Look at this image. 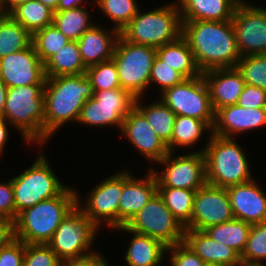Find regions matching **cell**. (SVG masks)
<instances>
[{"label":"cell","instance_id":"1","mask_svg":"<svg viewBox=\"0 0 266 266\" xmlns=\"http://www.w3.org/2000/svg\"><path fill=\"white\" fill-rule=\"evenodd\" d=\"M182 22V37L192 50L201 72L236 67L241 54L232 20Z\"/></svg>","mask_w":266,"mask_h":266},{"label":"cell","instance_id":"2","mask_svg":"<svg viewBox=\"0 0 266 266\" xmlns=\"http://www.w3.org/2000/svg\"><path fill=\"white\" fill-rule=\"evenodd\" d=\"M86 74L46 77L44 86V143L65 122L77 121L85 102L93 97Z\"/></svg>","mask_w":266,"mask_h":266},{"label":"cell","instance_id":"3","mask_svg":"<svg viewBox=\"0 0 266 266\" xmlns=\"http://www.w3.org/2000/svg\"><path fill=\"white\" fill-rule=\"evenodd\" d=\"M77 204V192L67 187L60 195L20 212L13 221L14 237L25 244H47L62 219Z\"/></svg>","mask_w":266,"mask_h":266},{"label":"cell","instance_id":"4","mask_svg":"<svg viewBox=\"0 0 266 266\" xmlns=\"http://www.w3.org/2000/svg\"><path fill=\"white\" fill-rule=\"evenodd\" d=\"M202 150L208 184L228 188L252 180L250 164L234 138L209 135Z\"/></svg>","mask_w":266,"mask_h":266},{"label":"cell","instance_id":"5","mask_svg":"<svg viewBox=\"0 0 266 266\" xmlns=\"http://www.w3.org/2000/svg\"><path fill=\"white\" fill-rule=\"evenodd\" d=\"M44 86L8 87L3 118L21 132L27 142L44 144Z\"/></svg>","mask_w":266,"mask_h":266},{"label":"cell","instance_id":"6","mask_svg":"<svg viewBox=\"0 0 266 266\" xmlns=\"http://www.w3.org/2000/svg\"><path fill=\"white\" fill-rule=\"evenodd\" d=\"M182 24L178 3H172L146 13L139 10L121 30L120 36L126 41L157 49L179 39Z\"/></svg>","mask_w":266,"mask_h":266},{"label":"cell","instance_id":"7","mask_svg":"<svg viewBox=\"0 0 266 266\" xmlns=\"http://www.w3.org/2000/svg\"><path fill=\"white\" fill-rule=\"evenodd\" d=\"M11 182L15 201V219L23 210L42 200L58 196L67 188L52 171L43 154H39L32 166L12 178Z\"/></svg>","mask_w":266,"mask_h":266},{"label":"cell","instance_id":"8","mask_svg":"<svg viewBox=\"0 0 266 266\" xmlns=\"http://www.w3.org/2000/svg\"><path fill=\"white\" fill-rule=\"evenodd\" d=\"M155 57L156 48L132 43L119 36L112 60L117 67L121 88L129 91L135 98H141L150 85Z\"/></svg>","mask_w":266,"mask_h":266},{"label":"cell","instance_id":"9","mask_svg":"<svg viewBox=\"0 0 266 266\" xmlns=\"http://www.w3.org/2000/svg\"><path fill=\"white\" fill-rule=\"evenodd\" d=\"M98 226L76 204L62 219L47 245L63 261L94 253L91 248ZM90 250V251H89Z\"/></svg>","mask_w":266,"mask_h":266},{"label":"cell","instance_id":"10","mask_svg":"<svg viewBox=\"0 0 266 266\" xmlns=\"http://www.w3.org/2000/svg\"><path fill=\"white\" fill-rule=\"evenodd\" d=\"M125 227L131 232L158 239L168 247L184 241L185 227L166 207L158 192Z\"/></svg>","mask_w":266,"mask_h":266},{"label":"cell","instance_id":"11","mask_svg":"<svg viewBox=\"0 0 266 266\" xmlns=\"http://www.w3.org/2000/svg\"><path fill=\"white\" fill-rule=\"evenodd\" d=\"M161 100L176 115L197 118L212 128L215 111L202 75L184 79L181 83L166 89L161 94Z\"/></svg>","mask_w":266,"mask_h":266},{"label":"cell","instance_id":"12","mask_svg":"<svg viewBox=\"0 0 266 266\" xmlns=\"http://www.w3.org/2000/svg\"><path fill=\"white\" fill-rule=\"evenodd\" d=\"M135 100L122 88L94 92L81 108L77 122L93 127L116 125L121 129L126 115L135 107Z\"/></svg>","mask_w":266,"mask_h":266},{"label":"cell","instance_id":"13","mask_svg":"<svg viewBox=\"0 0 266 266\" xmlns=\"http://www.w3.org/2000/svg\"><path fill=\"white\" fill-rule=\"evenodd\" d=\"M158 164L165 165L160 174L152 169L157 179V187H172L198 190L207 183L205 158L202 150L173 158V152L163 157Z\"/></svg>","mask_w":266,"mask_h":266},{"label":"cell","instance_id":"14","mask_svg":"<svg viewBox=\"0 0 266 266\" xmlns=\"http://www.w3.org/2000/svg\"><path fill=\"white\" fill-rule=\"evenodd\" d=\"M245 3L241 0L232 18L241 57L266 54V8Z\"/></svg>","mask_w":266,"mask_h":266},{"label":"cell","instance_id":"15","mask_svg":"<svg viewBox=\"0 0 266 266\" xmlns=\"http://www.w3.org/2000/svg\"><path fill=\"white\" fill-rule=\"evenodd\" d=\"M233 219L226 188L206 183L195 193L191 221L185 229L204 231Z\"/></svg>","mask_w":266,"mask_h":266},{"label":"cell","instance_id":"16","mask_svg":"<svg viewBox=\"0 0 266 266\" xmlns=\"http://www.w3.org/2000/svg\"><path fill=\"white\" fill-rule=\"evenodd\" d=\"M123 187V172L102 180L87 197L86 207H81L77 194V205L98 227L104 220L108 227L118 228V205Z\"/></svg>","mask_w":266,"mask_h":266},{"label":"cell","instance_id":"17","mask_svg":"<svg viewBox=\"0 0 266 266\" xmlns=\"http://www.w3.org/2000/svg\"><path fill=\"white\" fill-rule=\"evenodd\" d=\"M0 78L7 87L45 84L44 63L32 43L23 50L0 58Z\"/></svg>","mask_w":266,"mask_h":266},{"label":"cell","instance_id":"18","mask_svg":"<svg viewBox=\"0 0 266 266\" xmlns=\"http://www.w3.org/2000/svg\"><path fill=\"white\" fill-rule=\"evenodd\" d=\"M142 156L158 162L168 154L166 144L152 130L146 117L134 107L125 117L120 129Z\"/></svg>","mask_w":266,"mask_h":266},{"label":"cell","instance_id":"19","mask_svg":"<svg viewBox=\"0 0 266 266\" xmlns=\"http://www.w3.org/2000/svg\"><path fill=\"white\" fill-rule=\"evenodd\" d=\"M145 179L123 172L122 194L118 205V227L125 226L157 193V179L151 169Z\"/></svg>","mask_w":266,"mask_h":266},{"label":"cell","instance_id":"20","mask_svg":"<svg viewBox=\"0 0 266 266\" xmlns=\"http://www.w3.org/2000/svg\"><path fill=\"white\" fill-rule=\"evenodd\" d=\"M266 125V108H243L238 104L215 111L211 134L232 138L242 133Z\"/></svg>","mask_w":266,"mask_h":266},{"label":"cell","instance_id":"21","mask_svg":"<svg viewBox=\"0 0 266 266\" xmlns=\"http://www.w3.org/2000/svg\"><path fill=\"white\" fill-rule=\"evenodd\" d=\"M254 179L226 188L235 219L249 224L266 222V195Z\"/></svg>","mask_w":266,"mask_h":266},{"label":"cell","instance_id":"22","mask_svg":"<svg viewBox=\"0 0 266 266\" xmlns=\"http://www.w3.org/2000/svg\"><path fill=\"white\" fill-rule=\"evenodd\" d=\"M208 86L214 111L235 105L246 85L241 73L234 68H216L202 72Z\"/></svg>","mask_w":266,"mask_h":266},{"label":"cell","instance_id":"23","mask_svg":"<svg viewBox=\"0 0 266 266\" xmlns=\"http://www.w3.org/2000/svg\"><path fill=\"white\" fill-rule=\"evenodd\" d=\"M112 29L111 32H106L104 28L94 24L78 39L80 54L86 68L112 59L120 36L119 31Z\"/></svg>","mask_w":266,"mask_h":266},{"label":"cell","instance_id":"24","mask_svg":"<svg viewBox=\"0 0 266 266\" xmlns=\"http://www.w3.org/2000/svg\"><path fill=\"white\" fill-rule=\"evenodd\" d=\"M184 242L205 262L238 266L241 255L233 248L214 241L205 231L185 229Z\"/></svg>","mask_w":266,"mask_h":266},{"label":"cell","instance_id":"25","mask_svg":"<svg viewBox=\"0 0 266 266\" xmlns=\"http://www.w3.org/2000/svg\"><path fill=\"white\" fill-rule=\"evenodd\" d=\"M182 21L232 20L241 0H178Z\"/></svg>","mask_w":266,"mask_h":266},{"label":"cell","instance_id":"26","mask_svg":"<svg viewBox=\"0 0 266 266\" xmlns=\"http://www.w3.org/2000/svg\"><path fill=\"white\" fill-rule=\"evenodd\" d=\"M117 229L127 231L130 234L133 233L125 256V260L129 266L160 265L168 246L158 239L131 232L125 226L118 227Z\"/></svg>","mask_w":266,"mask_h":266},{"label":"cell","instance_id":"27","mask_svg":"<svg viewBox=\"0 0 266 266\" xmlns=\"http://www.w3.org/2000/svg\"><path fill=\"white\" fill-rule=\"evenodd\" d=\"M156 56L178 71L185 79L202 75L192 50L182 36L174 42L158 47Z\"/></svg>","mask_w":266,"mask_h":266},{"label":"cell","instance_id":"28","mask_svg":"<svg viewBox=\"0 0 266 266\" xmlns=\"http://www.w3.org/2000/svg\"><path fill=\"white\" fill-rule=\"evenodd\" d=\"M86 70L77 41H69L44 63L46 77L85 74Z\"/></svg>","mask_w":266,"mask_h":266},{"label":"cell","instance_id":"29","mask_svg":"<svg viewBox=\"0 0 266 266\" xmlns=\"http://www.w3.org/2000/svg\"><path fill=\"white\" fill-rule=\"evenodd\" d=\"M31 35L52 24L54 11L39 0H28L9 13Z\"/></svg>","mask_w":266,"mask_h":266},{"label":"cell","instance_id":"30","mask_svg":"<svg viewBox=\"0 0 266 266\" xmlns=\"http://www.w3.org/2000/svg\"><path fill=\"white\" fill-rule=\"evenodd\" d=\"M252 224L239 219L211 226L204 230L217 243L225 244L242 255Z\"/></svg>","mask_w":266,"mask_h":266},{"label":"cell","instance_id":"31","mask_svg":"<svg viewBox=\"0 0 266 266\" xmlns=\"http://www.w3.org/2000/svg\"><path fill=\"white\" fill-rule=\"evenodd\" d=\"M32 35L10 14H0V58L27 48Z\"/></svg>","mask_w":266,"mask_h":266},{"label":"cell","instance_id":"32","mask_svg":"<svg viewBox=\"0 0 266 266\" xmlns=\"http://www.w3.org/2000/svg\"><path fill=\"white\" fill-rule=\"evenodd\" d=\"M139 99L136 98L135 107L146 117L152 130L167 145L171 140L176 114L162 100L143 107Z\"/></svg>","mask_w":266,"mask_h":266},{"label":"cell","instance_id":"33","mask_svg":"<svg viewBox=\"0 0 266 266\" xmlns=\"http://www.w3.org/2000/svg\"><path fill=\"white\" fill-rule=\"evenodd\" d=\"M212 128L202 120L194 117L176 115L170 142L166 145L168 151L173 152L174 147H188L196 144L203 132Z\"/></svg>","mask_w":266,"mask_h":266},{"label":"cell","instance_id":"34","mask_svg":"<svg viewBox=\"0 0 266 266\" xmlns=\"http://www.w3.org/2000/svg\"><path fill=\"white\" fill-rule=\"evenodd\" d=\"M157 192L173 216L186 227L191 221L196 190L157 187Z\"/></svg>","mask_w":266,"mask_h":266},{"label":"cell","instance_id":"35","mask_svg":"<svg viewBox=\"0 0 266 266\" xmlns=\"http://www.w3.org/2000/svg\"><path fill=\"white\" fill-rule=\"evenodd\" d=\"M85 5L61 12H54L53 24L69 40L78 41V39L94 24L90 22L89 14Z\"/></svg>","mask_w":266,"mask_h":266},{"label":"cell","instance_id":"36","mask_svg":"<svg viewBox=\"0 0 266 266\" xmlns=\"http://www.w3.org/2000/svg\"><path fill=\"white\" fill-rule=\"evenodd\" d=\"M69 41L71 40L52 23L34 32L31 43L40 60L45 63Z\"/></svg>","mask_w":266,"mask_h":266},{"label":"cell","instance_id":"37","mask_svg":"<svg viewBox=\"0 0 266 266\" xmlns=\"http://www.w3.org/2000/svg\"><path fill=\"white\" fill-rule=\"evenodd\" d=\"M98 7L106 17L110 18L116 26L117 31L121 30L138 13L139 9L136 0H95Z\"/></svg>","mask_w":266,"mask_h":266},{"label":"cell","instance_id":"38","mask_svg":"<svg viewBox=\"0 0 266 266\" xmlns=\"http://www.w3.org/2000/svg\"><path fill=\"white\" fill-rule=\"evenodd\" d=\"M236 68L241 73L246 85L266 90V54L242 56Z\"/></svg>","mask_w":266,"mask_h":266},{"label":"cell","instance_id":"39","mask_svg":"<svg viewBox=\"0 0 266 266\" xmlns=\"http://www.w3.org/2000/svg\"><path fill=\"white\" fill-rule=\"evenodd\" d=\"M85 74L93 92L121 88L117 67L112 59L88 67Z\"/></svg>","mask_w":266,"mask_h":266},{"label":"cell","instance_id":"40","mask_svg":"<svg viewBox=\"0 0 266 266\" xmlns=\"http://www.w3.org/2000/svg\"><path fill=\"white\" fill-rule=\"evenodd\" d=\"M266 259V222L252 224L245 250L241 255L244 264L264 265Z\"/></svg>","mask_w":266,"mask_h":266},{"label":"cell","instance_id":"41","mask_svg":"<svg viewBox=\"0 0 266 266\" xmlns=\"http://www.w3.org/2000/svg\"><path fill=\"white\" fill-rule=\"evenodd\" d=\"M61 260L47 244H25L23 266H60Z\"/></svg>","mask_w":266,"mask_h":266},{"label":"cell","instance_id":"42","mask_svg":"<svg viewBox=\"0 0 266 266\" xmlns=\"http://www.w3.org/2000/svg\"><path fill=\"white\" fill-rule=\"evenodd\" d=\"M184 79L185 78L178 71L167 65L157 56L155 57L151 69L150 85L154 82L160 85L162 93L166 89L181 83Z\"/></svg>","mask_w":266,"mask_h":266},{"label":"cell","instance_id":"43","mask_svg":"<svg viewBox=\"0 0 266 266\" xmlns=\"http://www.w3.org/2000/svg\"><path fill=\"white\" fill-rule=\"evenodd\" d=\"M172 252L171 266H203L205 263L184 241L167 247Z\"/></svg>","mask_w":266,"mask_h":266},{"label":"cell","instance_id":"44","mask_svg":"<svg viewBox=\"0 0 266 266\" xmlns=\"http://www.w3.org/2000/svg\"><path fill=\"white\" fill-rule=\"evenodd\" d=\"M25 243L13 238L0 249V266H23Z\"/></svg>","mask_w":266,"mask_h":266},{"label":"cell","instance_id":"45","mask_svg":"<svg viewBox=\"0 0 266 266\" xmlns=\"http://www.w3.org/2000/svg\"><path fill=\"white\" fill-rule=\"evenodd\" d=\"M243 108H266V90L245 85L237 103Z\"/></svg>","mask_w":266,"mask_h":266},{"label":"cell","instance_id":"46","mask_svg":"<svg viewBox=\"0 0 266 266\" xmlns=\"http://www.w3.org/2000/svg\"><path fill=\"white\" fill-rule=\"evenodd\" d=\"M0 218L15 220V201L11 179L0 183Z\"/></svg>","mask_w":266,"mask_h":266},{"label":"cell","instance_id":"47","mask_svg":"<svg viewBox=\"0 0 266 266\" xmlns=\"http://www.w3.org/2000/svg\"><path fill=\"white\" fill-rule=\"evenodd\" d=\"M60 266H109V264L103 256L94 252L81 258L63 260Z\"/></svg>","mask_w":266,"mask_h":266},{"label":"cell","instance_id":"48","mask_svg":"<svg viewBox=\"0 0 266 266\" xmlns=\"http://www.w3.org/2000/svg\"><path fill=\"white\" fill-rule=\"evenodd\" d=\"M14 238L13 221L0 218V249Z\"/></svg>","mask_w":266,"mask_h":266},{"label":"cell","instance_id":"49","mask_svg":"<svg viewBox=\"0 0 266 266\" xmlns=\"http://www.w3.org/2000/svg\"><path fill=\"white\" fill-rule=\"evenodd\" d=\"M83 0H59L57 9L55 12H61L64 10H69L72 8L80 7L82 6Z\"/></svg>","mask_w":266,"mask_h":266},{"label":"cell","instance_id":"50","mask_svg":"<svg viewBox=\"0 0 266 266\" xmlns=\"http://www.w3.org/2000/svg\"><path fill=\"white\" fill-rule=\"evenodd\" d=\"M26 1L28 0H1L0 12L4 14H9L16 6Z\"/></svg>","mask_w":266,"mask_h":266},{"label":"cell","instance_id":"51","mask_svg":"<svg viewBox=\"0 0 266 266\" xmlns=\"http://www.w3.org/2000/svg\"><path fill=\"white\" fill-rule=\"evenodd\" d=\"M7 120L3 117H0V154L2 155L3 147L8 139V128H7Z\"/></svg>","mask_w":266,"mask_h":266},{"label":"cell","instance_id":"52","mask_svg":"<svg viewBox=\"0 0 266 266\" xmlns=\"http://www.w3.org/2000/svg\"><path fill=\"white\" fill-rule=\"evenodd\" d=\"M7 86L0 78V117H3V110L5 105L6 93H7Z\"/></svg>","mask_w":266,"mask_h":266},{"label":"cell","instance_id":"53","mask_svg":"<svg viewBox=\"0 0 266 266\" xmlns=\"http://www.w3.org/2000/svg\"><path fill=\"white\" fill-rule=\"evenodd\" d=\"M41 3H43L45 6H48L50 9H52L54 12L57 9V5L59 0H39Z\"/></svg>","mask_w":266,"mask_h":266},{"label":"cell","instance_id":"54","mask_svg":"<svg viewBox=\"0 0 266 266\" xmlns=\"http://www.w3.org/2000/svg\"><path fill=\"white\" fill-rule=\"evenodd\" d=\"M203 266H224V265L215 264V263H204Z\"/></svg>","mask_w":266,"mask_h":266},{"label":"cell","instance_id":"55","mask_svg":"<svg viewBox=\"0 0 266 266\" xmlns=\"http://www.w3.org/2000/svg\"><path fill=\"white\" fill-rule=\"evenodd\" d=\"M238 266H265V265H255V264H244V263H240Z\"/></svg>","mask_w":266,"mask_h":266}]
</instances>
